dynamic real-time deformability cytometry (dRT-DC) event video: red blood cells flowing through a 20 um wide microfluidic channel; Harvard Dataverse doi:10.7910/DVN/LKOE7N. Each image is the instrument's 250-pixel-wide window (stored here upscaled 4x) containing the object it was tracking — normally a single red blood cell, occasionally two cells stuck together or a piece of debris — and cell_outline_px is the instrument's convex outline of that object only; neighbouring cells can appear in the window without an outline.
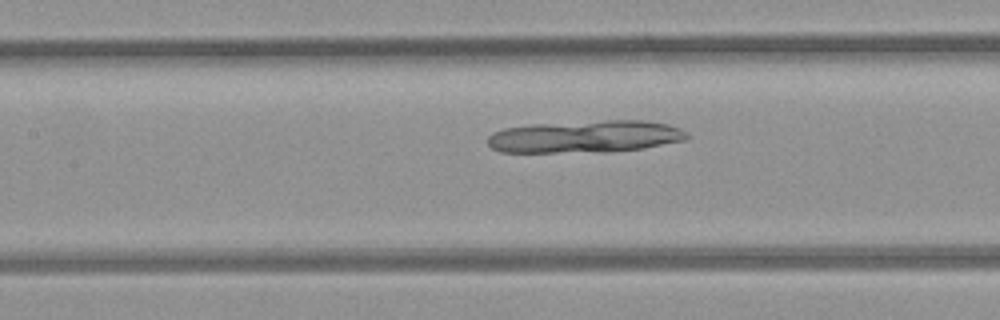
{"species": "common noctule bat (a hibernating species)", "species_latin": "Nyctalus noctula", "temperature_condition": "room temperature", "stored_images_in_passage": 5, "segment_of_instrument_passage": [2, 2], "camera_frame_rate_fps": 3000, "um_per_image_px": 0.085, "animal": {"sex": "female", "body_mass_g": 21.9}, "frame": {"image": 1, "passage_image": 5, "time_ms": 5.667, "image_size_px": [1000, 320], "cell_outline_px": [[692, 136], [684, 140], [640, 148], [604, 152], [500, 152], [492, 148], [488, 144], [488, 136], [492, 132], [504, 128], [532, 124], [604, 120], [644, 120], [668, 124], [680, 128]], "centroid_in_image_um": [49.73, 11.6], "position_along_channel_um": 157.7, "area_um2": 37.57}}